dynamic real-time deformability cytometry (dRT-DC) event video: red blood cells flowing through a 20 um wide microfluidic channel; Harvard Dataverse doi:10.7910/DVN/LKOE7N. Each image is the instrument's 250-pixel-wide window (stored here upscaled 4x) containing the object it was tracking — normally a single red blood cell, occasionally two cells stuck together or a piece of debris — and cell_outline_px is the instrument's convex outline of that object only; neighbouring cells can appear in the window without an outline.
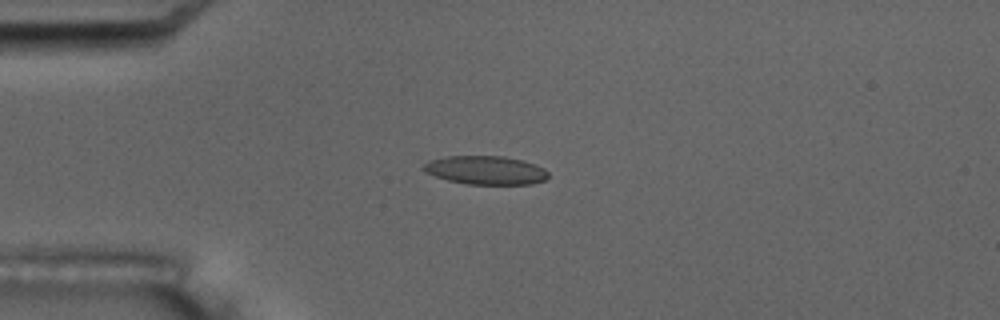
{"species": "common noctule bat (a hibernating species)", "species_latin": "Nyctalus noctula", "temperature_condition": "room temperature", "stored_images_in_passage": 8, "camera_frame_rate_fps": 3000, "um_per_image_px": 0.085, "animal": {"sex": "male", "body_mass_g": 17.5, "forearm_length_mm": 52.3}, "frame": {"image": 1, "passage_image": 5, "time_ms": 4.667, "image_size_px": [1000, 320], "cell_outline_px": [[548, 176], [544, 180], [532, 184], [468, 184], [448, 180], [424, 172], [420, 168], [428, 160], [448, 156], [504, 156], [524, 160], [544, 168], [548, 172]], "centroid_in_image_um": [41.26, 14.46], "position_along_channel_um": 43.7, "area_um2": 20.87}}